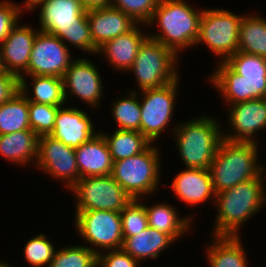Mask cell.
<instances>
[{
  "label": "cell",
  "mask_w": 266,
  "mask_h": 267,
  "mask_svg": "<svg viewBox=\"0 0 266 267\" xmlns=\"http://www.w3.org/2000/svg\"><path fill=\"white\" fill-rule=\"evenodd\" d=\"M263 174L216 194L218 207L213 236H240L241 225L266 202Z\"/></svg>",
  "instance_id": "cell-1"
},
{
  "label": "cell",
  "mask_w": 266,
  "mask_h": 267,
  "mask_svg": "<svg viewBox=\"0 0 266 267\" xmlns=\"http://www.w3.org/2000/svg\"><path fill=\"white\" fill-rule=\"evenodd\" d=\"M202 12L184 0H160L148 24L156 22L161 31L148 36L179 55L182 49L196 45Z\"/></svg>",
  "instance_id": "cell-2"
},
{
  "label": "cell",
  "mask_w": 266,
  "mask_h": 267,
  "mask_svg": "<svg viewBox=\"0 0 266 267\" xmlns=\"http://www.w3.org/2000/svg\"><path fill=\"white\" fill-rule=\"evenodd\" d=\"M256 143L259 142L222 140L209 167L216 194L264 174V166L257 162L259 147Z\"/></svg>",
  "instance_id": "cell-3"
},
{
  "label": "cell",
  "mask_w": 266,
  "mask_h": 267,
  "mask_svg": "<svg viewBox=\"0 0 266 267\" xmlns=\"http://www.w3.org/2000/svg\"><path fill=\"white\" fill-rule=\"evenodd\" d=\"M219 125L206 115L176 126L173 133L186 168L209 169L223 140L224 133Z\"/></svg>",
  "instance_id": "cell-4"
},
{
  "label": "cell",
  "mask_w": 266,
  "mask_h": 267,
  "mask_svg": "<svg viewBox=\"0 0 266 267\" xmlns=\"http://www.w3.org/2000/svg\"><path fill=\"white\" fill-rule=\"evenodd\" d=\"M178 56L172 49L148 37L128 72L133 71L141 91L160 88L179 78Z\"/></svg>",
  "instance_id": "cell-5"
},
{
  "label": "cell",
  "mask_w": 266,
  "mask_h": 267,
  "mask_svg": "<svg viewBox=\"0 0 266 267\" xmlns=\"http://www.w3.org/2000/svg\"><path fill=\"white\" fill-rule=\"evenodd\" d=\"M159 151L151 144L142 153L113 163L112 178L132 199H141L157 189L161 175Z\"/></svg>",
  "instance_id": "cell-6"
},
{
  "label": "cell",
  "mask_w": 266,
  "mask_h": 267,
  "mask_svg": "<svg viewBox=\"0 0 266 267\" xmlns=\"http://www.w3.org/2000/svg\"><path fill=\"white\" fill-rule=\"evenodd\" d=\"M243 15H234L227 9H204L199 22L197 44L206 46L225 62L238 51L239 29Z\"/></svg>",
  "instance_id": "cell-7"
},
{
  "label": "cell",
  "mask_w": 266,
  "mask_h": 267,
  "mask_svg": "<svg viewBox=\"0 0 266 267\" xmlns=\"http://www.w3.org/2000/svg\"><path fill=\"white\" fill-rule=\"evenodd\" d=\"M70 190L77 197L76 210L120 212L132 200L111 175L80 178Z\"/></svg>",
  "instance_id": "cell-8"
},
{
  "label": "cell",
  "mask_w": 266,
  "mask_h": 267,
  "mask_svg": "<svg viewBox=\"0 0 266 267\" xmlns=\"http://www.w3.org/2000/svg\"><path fill=\"white\" fill-rule=\"evenodd\" d=\"M75 226L90 245L104 250L122 249L123 233L120 212L107 210H76Z\"/></svg>",
  "instance_id": "cell-9"
},
{
  "label": "cell",
  "mask_w": 266,
  "mask_h": 267,
  "mask_svg": "<svg viewBox=\"0 0 266 267\" xmlns=\"http://www.w3.org/2000/svg\"><path fill=\"white\" fill-rule=\"evenodd\" d=\"M179 80L178 78L160 88L140 91L144 95L143 101L140 102V133L151 143L160 137L162 131L171 122Z\"/></svg>",
  "instance_id": "cell-10"
},
{
  "label": "cell",
  "mask_w": 266,
  "mask_h": 267,
  "mask_svg": "<svg viewBox=\"0 0 266 267\" xmlns=\"http://www.w3.org/2000/svg\"><path fill=\"white\" fill-rule=\"evenodd\" d=\"M71 59L68 45L55 35L39 30L31 50L25 76L41 75L62 78L73 61Z\"/></svg>",
  "instance_id": "cell-11"
},
{
  "label": "cell",
  "mask_w": 266,
  "mask_h": 267,
  "mask_svg": "<svg viewBox=\"0 0 266 267\" xmlns=\"http://www.w3.org/2000/svg\"><path fill=\"white\" fill-rule=\"evenodd\" d=\"M34 163L49 176L66 182L69 189L80 179L75 149L49 135L39 136L38 157Z\"/></svg>",
  "instance_id": "cell-12"
},
{
  "label": "cell",
  "mask_w": 266,
  "mask_h": 267,
  "mask_svg": "<svg viewBox=\"0 0 266 267\" xmlns=\"http://www.w3.org/2000/svg\"><path fill=\"white\" fill-rule=\"evenodd\" d=\"M92 63L84 57L71 62L62 77L66 101L68 94L71 93L90 106L100 105L102 92H104L101 74Z\"/></svg>",
  "instance_id": "cell-13"
},
{
  "label": "cell",
  "mask_w": 266,
  "mask_h": 267,
  "mask_svg": "<svg viewBox=\"0 0 266 267\" xmlns=\"http://www.w3.org/2000/svg\"><path fill=\"white\" fill-rule=\"evenodd\" d=\"M230 106L232 107L228 112V122L234 133L223 134V139L255 143L254 133L266 128V99H252Z\"/></svg>",
  "instance_id": "cell-14"
},
{
  "label": "cell",
  "mask_w": 266,
  "mask_h": 267,
  "mask_svg": "<svg viewBox=\"0 0 266 267\" xmlns=\"http://www.w3.org/2000/svg\"><path fill=\"white\" fill-rule=\"evenodd\" d=\"M93 128L92 120L85 111L75 107L61 106L55 118L53 131L49 136L75 149L98 133H95Z\"/></svg>",
  "instance_id": "cell-15"
},
{
  "label": "cell",
  "mask_w": 266,
  "mask_h": 267,
  "mask_svg": "<svg viewBox=\"0 0 266 267\" xmlns=\"http://www.w3.org/2000/svg\"><path fill=\"white\" fill-rule=\"evenodd\" d=\"M39 30L34 31L30 26L13 27L7 38L0 44L2 63L6 72L17 75L27 74L31 50ZM23 72V73H22Z\"/></svg>",
  "instance_id": "cell-16"
},
{
  "label": "cell",
  "mask_w": 266,
  "mask_h": 267,
  "mask_svg": "<svg viewBox=\"0 0 266 267\" xmlns=\"http://www.w3.org/2000/svg\"><path fill=\"white\" fill-rule=\"evenodd\" d=\"M86 16L94 45L97 48L106 41L127 33L139 24L131 16L113 6L87 10Z\"/></svg>",
  "instance_id": "cell-17"
},
{
  "label": "cell",
  "mask_w": 266,
  "mask_h": 267,
  "mask_svg": "<svg viewBox=\"0 0 266 267\" xmlns=\"http://www.w3.org/2000/svg\"><path fill=\"white\" fill-rule=\"evenodd\" d=\"M75 156L80 178L111 175L114 161L100 132L75 148Z\"/></svg>",
  "instance_id": "cell-18"
},
{
  "label": "cell",
  "mask_w": 266,
  "mask_h": 267,
  "mask_svg": "<svg viewBox=\"0 0 266 267\" xmlns=\"http://www.w3.org/2000/svg\"><path fill=\"white\" fill-rule=\"evenodd\" d=\"M41 6L39 21L40 31H65L80 22L87 14L80 0H44Z\"/></svg>",
  "instance_id": "cell-19"
},
{
  "label": "cell",
  "mask_w": 266,
  "mask_h": 267,
  "mask_svg": "<svg viewBox=\"0 0 266 267\" xmlns=\"http://www.w3.org/2000/svg\"><path fill=\"white\" fill-rule=\"evenodd\" d=\"M171 187L177 198L190 206L216 197L209 169L187 168L175 176Z\"/></svg>",
  "instance_id": "cell-20"
},
{
  "label": "cell",
  "mask_w": 266,
  "mask_h": 267,
  "mask_svg": "<svg viewBox=\"0 0 266 267\" xmlns=\"http://www.w3.org/2000/svg\"><path fill=\"white\" fill-rule=\"evenodd\" d=\"M138 24L127 33L106 41L98 48V54H103L111 66L121 71H128L137 56L140 46L148 38Z\"/></svg>",
  "instance_id": "cell-21"
},
{
  "label": "cell",
  "mask_w": 266,
  "mask_h": 267,
  "mask_svg": "<svg viewBox=\"0 0 266 267\" xmlns=\"http://www.w3.org/2000/svg\"><path fill=\"white\" fill-rule=\"evenodd\" d=\"M225 63L238 75L247 78L248 100L266 96V58L236 52Z\"/></svg>",
  "instance_id": "cell-22"
},
{
  "label": "cell",
  "mask_w": 266,
  "mask_h": 267,
  "mask_svg": "<svg viewBox=\"0 0 266 267\" xmlns=\"http://www.w3.org/2000/svg\"><path fill=\"white\" fill-rule=\"evenodd\" d=\"M172 242L169 235L147 226L142 232L126 238L122 249L137 261H143L156 259Z\"/></svg>",
  "instance_id": "cell-23"
},
{
  "label": "cell",
  "mask_w": 266,
  "mask_h": 267,
  "mask_svg": "<svg viewBox=\"0 0 266 267\" xmlns=\"http://www.w3.org/2000/svg\"><path fill=\"white\" fill-rule=\"evenodd\" d=\"M38 138L39 136L32 130L0 135V155L16 164L37 160Z\"/></svg>",
  "instance_id": "cell-24"
},
{
  "label": "cell",
  "mask_w": 266,
  "mask_h": 267,
  "mask_svg": "<svg viewBox=\"0 0 266 267\" xmlns=\"http://www.w3.org/2000/svg\"><path fill=\"white\" fill-rule=\"evenodd\" d=\"M213 244L208 246L210 267H248L246 251L239 236H213Z\"/></svg>",
  "instance_id": "cell-25"
},
{
  "label": "cell",
  "mask_w": 266,
  "mask_h": 267,
  "mask_svg": "<svg viewBox=\"0 0 266 267\" xmlns=\"http://www.w3.org/2000/svg\"><path fill=\"white\" fill-rule=\"evenodd\" d=\"M32 83L33 96L28 94V83L25 81L24 74L20 78V91L25 95L28 101L49 104L53 106L65 105V94L63 87V79L55 76H30Z\"/></svg>",
  "instance_id": "cell-26"
},
{
  "label": "cell",
  "mask_w": 266,
  "mask_h": 267,
  "mask_svg": "<svg viewBox=\"0 0 266 267\" xmlns=\"http://www.w3.org/2000/svg\"><path fill=\"white\" fill-rule=\"evenodd\" d=\"M144 206L149 227L169 235L174 241L186 234L185 232L188 233L187 229L190 228L192 219L190 217H178L174 207L164 203L151 207L145 204Z\"/></svg>",
  "instance_id": "cell-27"
},
{
  "label": "cell",
  "mask_w": 266,
  "mask_h": 267,
  "mask_svg": "<svg viewBox=\"0 0 266 267\" xmlns=\"http://www.w3.org/2000/svg\"><path fill=\"white\" fill-rule=\"evenodd\" d=\"M238 37V52L266 58V18L243 15Z\"/></svg>",
  "instance_id": "cell-28"
},
{
  "label": "cell",
  "mask_w": 266,
  "mask_h": 267,
  "mask_svg": "<svg viewBox=\"0 0 266 267\" xmlns=\"http://www.w3.org/2000/svg\"><path fill=\"white\" fill-rule=\"evenodd\" d=\"M209 81L230 105L248 101L247 78L235 73L225 62H219Z\"/></svg>",
  "instance_id": "cell-29"
},
{
  "label": "cell",
  "mask_w": 266,
  "mask_h": 267,
  "mask_svg": "<svg viewBox=\"0 0 266 267\" xmlns=\"http://www.w3.org/2000/svg\"><path fill=\"white\" fill-rule=\"evenodd\" d=\"M113 161L129 158L145 151L152 143L138 131L118 130L108 136L101 133Z\"/></svg>",
  "instance_id": "cell-30"
},
{
  "label": "cell",
  "mask_w": 266,
  "mask_h": 267,
  "mask_svg": "<svg viewBox=\"0 0 266 267\" xmlns=\"http://www.w3.org/2000/svg\"><path fill=\"white\" fill-rule=\"evenodd\" d=\"M22 130H31L29 101L20 91L11 100L0 106V135Z\"/></svg>",
  "instance_id": "cell-31"
},
{
  "label": "cell",
  "mask_w": 266,
  "mask_h": 267,
  "mask_svg": "<svg viewBox=\"0 0 266 267\" xmlns=\"http://www.w3.org/2000/svg\"><path fill=\"white\" fill-rule=\"evenodd\" d=\"M138 99V93L133 90L127 98L113 102L112 117L119 126L116 129L140 132L141 107Z\"/></svg>",
  "instance_id": "cell-32"
},
{
  "label": "cell",
  "mask_w": 266,
  "mask_h": 267,
  "mask_svg": "<svg viewBox=\"0 0 266 267\" xmlns=\"http://www.w3.org/2000/svg\"><path fill=\"white\" fill-rule=\"evenodd\" d=\"M98 250L88 246H69L55 251L49 267H97Z\"/></svg>",
  "instance_id": "cell-33"
},
{
  "label": "cell",
  "mask_w": 266,
  "mask_h": 267,
  "mask_svg": "<svg viewBox=\"0 0 266 267\" xmlns=\"http://www.w3.org/2000/svg\"><path fill=\"white\" fill-rule=\"evenodd\" d=\"M50 34L58 37L64 44L68 42L73 46L85 52L96 55L98 48L94 45L90 25L85 16L80 22L74 23L69 29L65 31H52ZM67 40V41H66ZM66 41V42H65Z\"/></svg>",
  "instance_id": "cell-34"
},
{
  "label": "cell",
  "mask_w": 266,
  "mask_h": 267,
  "mask_svg": "<svg viewBox=\"0 0 266 267\" xmlns=\"http://www.w3.org/2000/svg\"><path fill=\"white\" fill-rule=\"evenodd\" d=\"M141 199H132L121 211L123 239L142 232L147 226V214Z\"/></svg>",
  "instance_id": "cell-35"
},
{
  "label": "cell",
  "mask_w": 266,
  "mask_h": 267,
  "mask_svg": "<svg viewBox=\"0 0 266 267\" xmlns=\"http://www.w3.org/2000/svg\"><path fill=\"white\" fill-rule=\"evenodd\" d=\"M61 106H53L29 101V122L33 132L38 136L50 135L55 118Z\"/></svg>",
  "instance_id": "cell-36"
},
{
  "label": "cell",
  "mask_w": 266,
  "mask_h": 267,
  "mask_svg": "<svg viewBox=\"0 0 266 267\" xmlns=\"http://www.w3.org/2000/svg\"><path fill=\"white\" fill-rule=\"evenodd\" d=\"M53 244L41 233L28 240L24 247V258L33 267H49L56 249Z\"/></svg>",
  "instance_id": "cell-37"
},
{
  "label": "cell",
  "mask_w": 266,
  "mask_h": 267,
  "mask_svg": "<svg viewBox=\"0 0 266 267\" xmlns=\"http://www.w3.org/2000/svg\"><path fill=\"white\" fill-rule=\"evenodd\" d=\"M160 0H112L111 6L148 25Z\"/></svg>",
  "instance_id": "cell-38"
},
{
  "label": "cell",
  "mask_w": 266,
  "mask_h": 267,
  "mask_svg": "<svg viewBox=\"0 0 266 267\" xmlns=\"http://www.w3.org/2000/svg\"><path fill=\"white\" fill-rule=\"evenodd\" d=\"M19 6V7H18ZM22 6L3 0L0 2V44L7 38L21 17Z\"/></svg>",
  "instance_id": "cell-39"
},
{
  "label": "cell",
  "mask_w": 266,
  "mask_h": 267,
  "mask_svg": "<svg viewBox=\"0 0 266 267\" xmlns=\"http://www.w3.org/2000/svg\"><path fill=\"white\" fill-rule=\"evenodd\" d=\"M98 253L97 267H138L139 261L134 259L123 249L111 250L107 254ZM104 254V255H103Z\"/></svg>",
  "instance_id": "cell-40"
},
{
  "label": "cell",
  "mask_w": 266,
  "mask_h": 267,
  "mask_svg": "<svg viewBox=\"0 0 266 267\" xmlns=\"http://www.w3.org/2000/svg\"><path fill=\"white\" fill-rule=\"evenodd\" d=\"M20 92V78L12 73L0 75V106Z\"/></svg>",
  "instance_id": "cell-41"
},
{
  "label": "cell",
  "mask_w": 266,
  "mask_h": 267,
  "mask_svg": "<svg viewBox=\"0 0 266 267\" xmlns=\"http://www.w3.org/2000/svg\"><path fill=\"white\" fill-rule=\"evenodd\" d=\"M80 2L82 7L87 11L111 6L112 0H80Z\"/></svg>",
  "instance_id": "cell-42"
},
{
  "label": "cell",
  "mask_w": 266,
  "mask_h": 267,
  "mask_svg": "<svg viewBox=\"0 0 266 267\" xmlns=\"http://www.w3.org/2000/svg\"><path fill=\"white\" fill-rule=\"evenodd\" d=\"M43 1L44 0H25L24 7L26 8V10L29 9L31 11Z\"/></svg>",
  "instance_id": "cell-43"
},
{
  "label": "cell",
  "mask_w": 266,
  "mask_h": 267,
  "mask_svg": "<svg viewBox=\"0 0 266 267\" xmlns=\"http://www.w3.org/2000/svg\"><path fill=\"white\" fill-rule=\"evenodd\" d=\"M5 69L3 67V63H2V54H1V45H0V75L5 73Z\"/></svg>",
  "instance_id": "cell-44"
},
{
  "label": "cell",
  "mask_w": 266,
  "mask_h": 267,
  "mask_svg": "<svg viewBox=\"0 0 266 267\" xmlns=\"http://www.w3.org/2000/svg\"><path fill=\"white\" fill-rule=\"evenodd\" d=\"M4 267H11V265L5 263V262H0Z\"/></svg>",
  "instance_id": "cell-45"
}]
</instances>
